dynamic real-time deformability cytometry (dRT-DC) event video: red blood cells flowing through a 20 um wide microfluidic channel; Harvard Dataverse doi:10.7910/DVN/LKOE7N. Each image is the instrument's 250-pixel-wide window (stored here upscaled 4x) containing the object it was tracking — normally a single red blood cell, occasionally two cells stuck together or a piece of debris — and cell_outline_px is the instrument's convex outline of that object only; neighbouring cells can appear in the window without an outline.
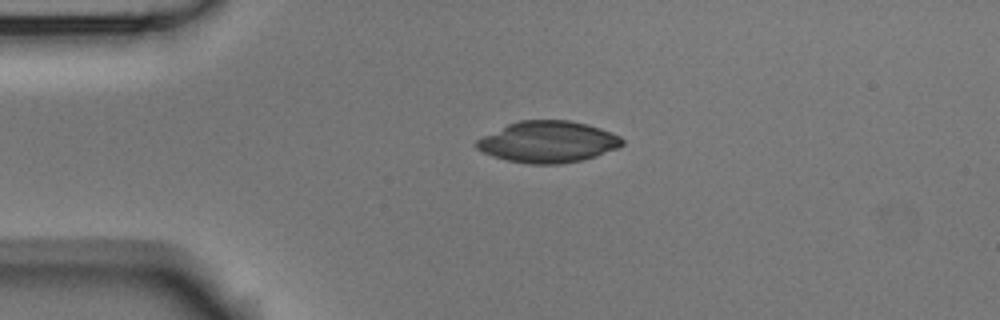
{"species": "Egyptian fruit bat (a non-hibernating species)", "species_latin": "Rousettus aegyptiacus", "temperature_condition": "room temperature", "stored_images_in_passage": 2, "camera_frame_rate_fps": 3000, "um_per_image_px": 0.085, "animal": {"sex": "male"}, "frame": {"image": 1, "passage_image": 2, "time_ms": 0.333, "image_size_px": [1000, 320], "cell_outline_px": [[624, 144], [616, 148], [596, 156], [580, 160], [560, 164], [528, 164], [508, 160], [492, 156], [476, 148], [472, 144], [476, 140], [508, 124], [520, 120], [568, 120], [588, 124], [600, 128], [620, 136], [624, 140]], "centroid_in_image_um": [46.57, 12.06], "position_along_channel_um": 38.4, "area_um2": 35.03}}